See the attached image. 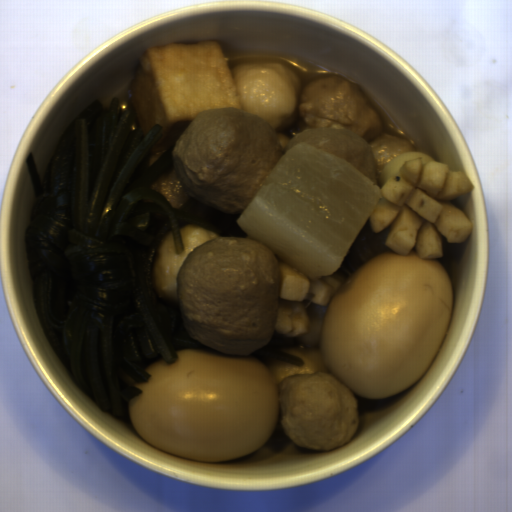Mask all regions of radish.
<instances>
[{
  "mask_svg": "<svg viewBox=\"0 0 512 512\" xmlns=\"http://www.w3.org/2000/svg\"><path fill=\"white\" fill-rule=\"evenodd\" d=\"M382 198L352 164L305 142L284 152L236 222L316 282L337 272Z\"/></svg>",
  "mask_w": 512,
  "mask_h": 512,
  "instance_id": "radish-1",
  "label": "radish"
}]
</instances>
